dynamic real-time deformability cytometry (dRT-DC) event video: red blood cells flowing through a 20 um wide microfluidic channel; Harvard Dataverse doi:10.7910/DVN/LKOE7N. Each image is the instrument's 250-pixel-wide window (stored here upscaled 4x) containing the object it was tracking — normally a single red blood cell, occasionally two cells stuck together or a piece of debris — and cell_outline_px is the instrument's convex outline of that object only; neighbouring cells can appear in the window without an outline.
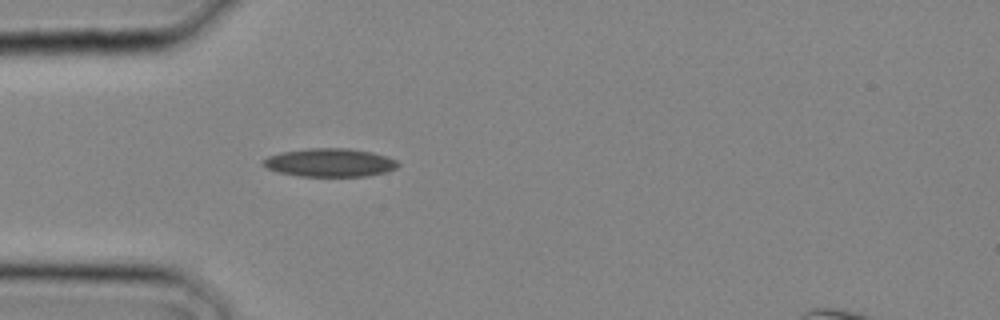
{"species": "common noctule bat (a hibernating species)", "species_latin": "Nyctalus noctula", "temperature_condition": "cold", "stored_images_in_passage": 5, "camera_frame_rate_fps": 3000, "um_per_image_px": 0.085, "animal": {"sex": "male", "body_mass_g": 20.4}, "frame": {"image": 1, "passage_image": 4, "time_ms": 1.0, "image_size_px": [1000, 320], "cell_outline_px": [[400, 164], [396, 168], [388, 172], [368, 176], [300, 176], [276, 172], [260, 164], [268, 156], [280, 152], [308, 148], [348, 148], [372, 152], [388, 156], [396, 160]], "centroid_in_image_um": [28.05, 13.82], "position_along_channel_um": 57.0, "area_um2": 22.48}}